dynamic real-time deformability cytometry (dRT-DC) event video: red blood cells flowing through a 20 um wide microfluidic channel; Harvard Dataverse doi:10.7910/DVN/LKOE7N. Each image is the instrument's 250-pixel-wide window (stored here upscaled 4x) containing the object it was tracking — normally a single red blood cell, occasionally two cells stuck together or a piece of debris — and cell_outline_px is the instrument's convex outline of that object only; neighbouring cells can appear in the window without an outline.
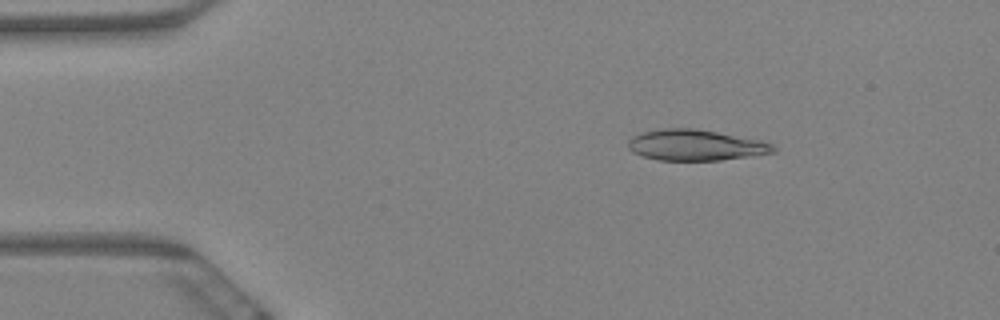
{"species": "Egyptian fruit bat (a non-hibernating species)", "species_latin": "Rousettus aegyptiacus", "temperature_condition": "warm", "stored_images_in_passage": 5, "camera_frame_rate_fps": 3000, "um_per_image_px": 0.085, "animal": {"sex": "female"}, "frame": {"image": 1, "passage_image": 3, "time_ms": 0.667, "image_size_px": [1000, 320], "cell_outline_px": [[776, 152], [720, 160], [656, 160], [632, 152], [628, 148], [628, 140], [632, 136], [640, 132], [664, 128], [696, 128], [760, 140], [772, 144], [776, 148]], "centroid_in_image_um": [59.08, 12.33], "position_along_channel_um": 25.9, "area_um2": 26.13}}